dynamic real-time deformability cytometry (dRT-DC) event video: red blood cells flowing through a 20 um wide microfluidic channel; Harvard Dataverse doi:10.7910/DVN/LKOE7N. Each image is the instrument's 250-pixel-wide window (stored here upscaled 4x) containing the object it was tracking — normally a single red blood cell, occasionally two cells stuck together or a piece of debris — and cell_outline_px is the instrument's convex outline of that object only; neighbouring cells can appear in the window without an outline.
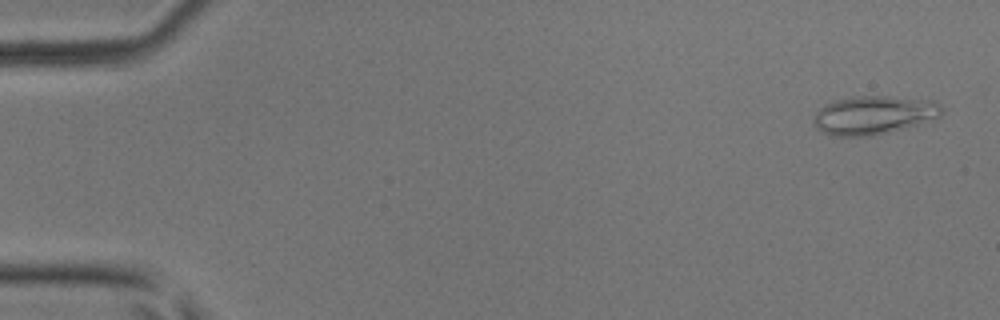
{"species": "common noctule bat (a hibernating species)", "species_latin": "Nyctalus noctula", "temperature_condition": "room temperature", "stored_images_in_passage": 41, "camera_frame_rate_fps": 3000, "um_per_image_px": 0.085, "animal": {"sex": "male", "body_mass_g": 17.9, "forearm_length_mm": 54.2}, "frame": {"image": 1, "passage_image": 2, "time_ms": 0.333, "image_size_px": [1000, 320], "cell_outline_px": [[944, 108], [940, 116], [936, 120], [872, 136], [832, 136], [816, 128], [812, 120], [816, 112], [824, 104], [836, 100], [852, 96], [888, 96], [932, 100], [940, 104]], "centroid_in_image_um": [74.29, 9.78], "position_along_channel_um": 10.7, "area_um2": 29.13}}
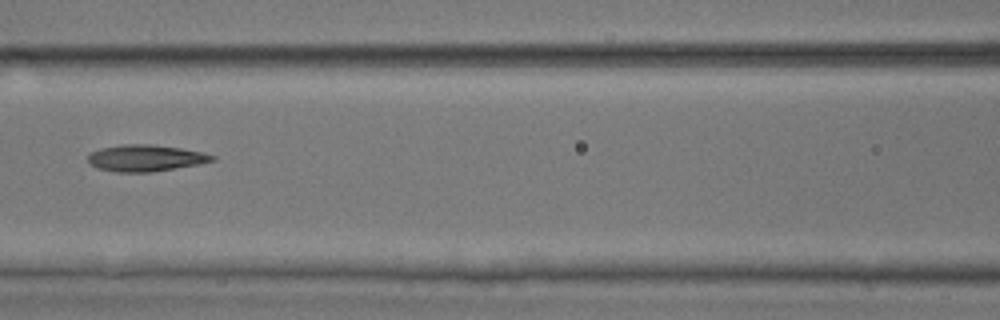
{"frame": {"image": 2, "passage_image": 23, "time_ms": 7.333, "image_size_px": [1000, 320], "cell_outline_px": [[216, 160], [196, 164], [152, 172], [116, 172], [96, 168], [88, 160], [88, 156], [92, 152], [100, 148], [124, 144], [152, 144], [180, 148], [204, 152], [216, 156]], "centroid_in_image_um": [12.38, 13.43], "position_along_channel_um": 154.2, "area_um2": 19.13}}
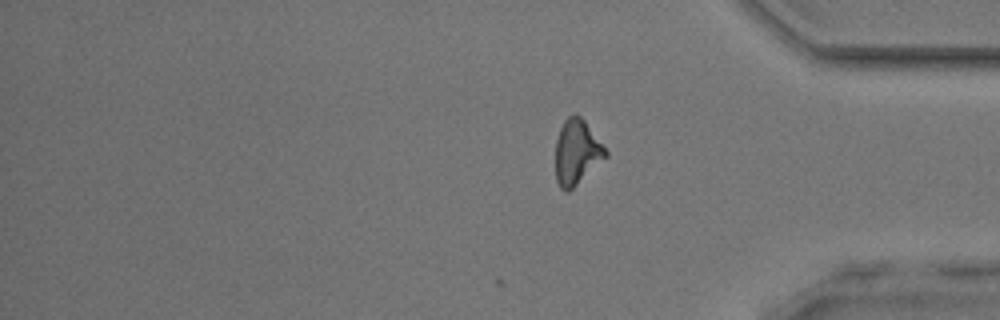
{"frame": {"image": 3, "passage_image": 41, "time_ms": 13.333, "image_size_px": [1000, 320], "cell_outline_px": [[608, 156], [568, 192], [564, 192], [560, 188], [556, 180], [556, 140], [560, 128], [564, 120], [568, 116], [576, 112], [584, 120], [608, 152]], "centroid_in_image_um": [49.01, 12.93], "position_along_channel_um": 386.2, "area_um2": 18.9}, "authors_computed_cell_mechanics": {"area_um2": 19.4786, "velocity_mm_per_s": 4.0837, "shape_relaxation_time_tau1_ms": null, "shape_relaxation_time_tau2_ms": 6.3206, "deformation_change_tau1": null, "deformation_change_tau2": 0.1887}}